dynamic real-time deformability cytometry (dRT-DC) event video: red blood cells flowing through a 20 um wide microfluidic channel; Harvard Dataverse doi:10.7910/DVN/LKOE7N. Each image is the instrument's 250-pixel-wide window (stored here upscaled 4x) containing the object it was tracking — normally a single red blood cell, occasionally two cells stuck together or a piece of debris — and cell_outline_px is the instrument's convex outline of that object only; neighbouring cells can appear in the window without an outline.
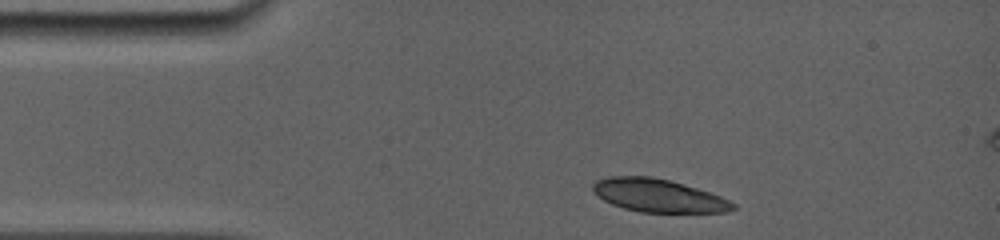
{"species": "common noctule bat (a hibernating species)", "species_latin": "Nyctalus noctula", "temperature_condition": "room temperature", "stored_images_in_passage": 2, "camera_frame_rate_fps": 5000, "um_per_image_px": 0.085, "animal": {"sex": "female", "body_mass_g": 19.0, "forearm_length_mm": 56.7}, "frame": {"image": 1, "passage_image": 1, "time_ms": 0.0, "image_size_px": [1000, 240], "cell_outline_px": [[736, 208], [728, 212], [640, 212], [624, 208], [612, 204], [604, 200], [592, 188], [592, 184], [596, 180], [608, 176], [652, 176], [668, 180], [696, 188], [720, 196], [736, 204]], "centroid_in_image_um": [55.96, 16.62], "position_along_channel_um": 29.0, "area_um2": 26.7}}